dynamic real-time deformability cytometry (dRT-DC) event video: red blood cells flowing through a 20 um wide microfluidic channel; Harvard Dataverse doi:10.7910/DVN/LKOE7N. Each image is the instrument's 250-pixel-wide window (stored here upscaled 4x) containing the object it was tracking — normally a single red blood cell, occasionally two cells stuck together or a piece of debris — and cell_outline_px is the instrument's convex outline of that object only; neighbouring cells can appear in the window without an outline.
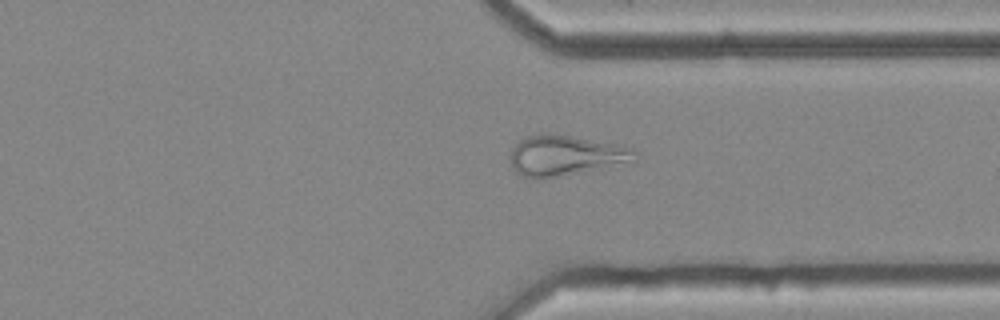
{"species": "common noctule bat (a hibernating species)", "species_latin": "Nyctalus noctula", "temperature_condition": "cold", "stored_images_in_passage": 47, "camera_frame_rate_fps": 3000, "um_per_image_px": 0.085, "animal": {"sex": "female", "body_mass_g": 25.1}, "frame": {"image": 1, "passage_image": 34, "time_ms": 11.0, "image_size_px": [1000, 320], "cell_outline_px": [[636, 164], [536, 180], [532, 180], [520, 176], [512, 168], [512, 148], [524, 136], [568, 136], [616, 144], [632, 148], [636, 152]], "centroid_in_image_um": [48.16, 13.3], "position_along_channel_um": 363.2, "area_um2": 29.54}}
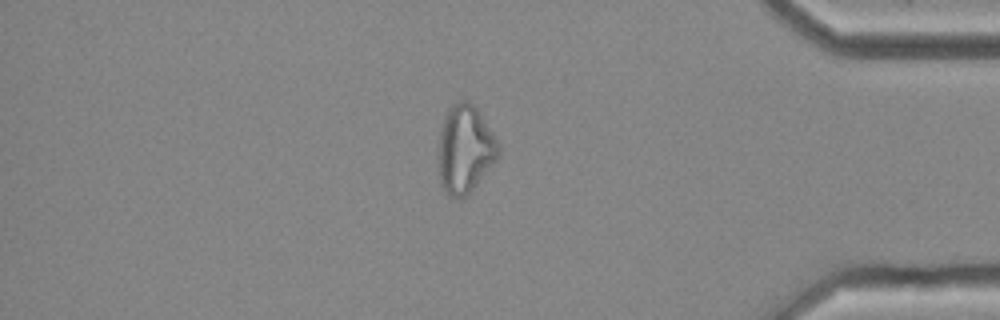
{"frame": {"image": 2, "passage_image": 39, "time_ms": 12.667, "image_size_px": [1000, 320], "cell_outline_px": [[500, 152], [496, 160], [476, 184], [464, 196], [448, 196], [440, 184], [436, 160], [436, 156], [440, 132], [444, 116], [448, 108], [460, 100], [468, 100], [480, 112], [496, 140], [500, 148]], "centroid_in_image_um": [39.47, 12.66], "position_along_channel_um": 395.7, "area_um2": 30.75}, "authors_computed_cell_mechanics": {"area_um2": 29.5358, "velocity_mm_per_s": 3.6626, "shape_relaxation_time_tau1_ms": null, "shape_relaxation_time_tau2_ms": 1.9976, "deformation_change_tau1": null, "deformation_change_tau2": 0.099}}